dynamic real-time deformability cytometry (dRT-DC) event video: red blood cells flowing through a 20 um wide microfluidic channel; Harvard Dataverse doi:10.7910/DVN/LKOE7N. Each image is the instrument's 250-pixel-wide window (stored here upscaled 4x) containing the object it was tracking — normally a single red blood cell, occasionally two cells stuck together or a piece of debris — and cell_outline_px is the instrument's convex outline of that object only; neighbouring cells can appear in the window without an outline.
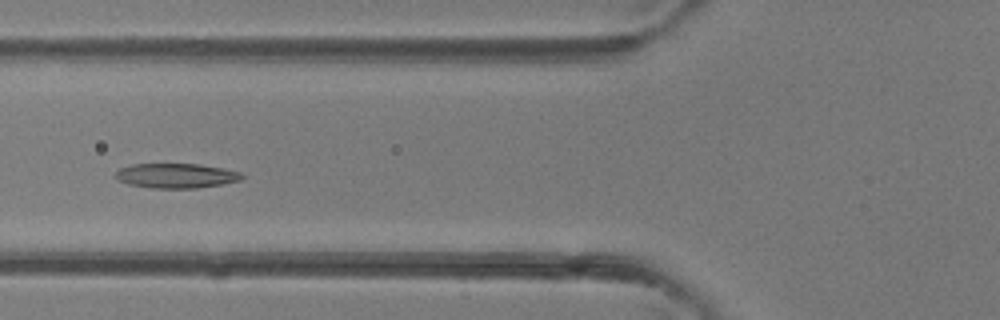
{"species": "common noctule bat (a hibernating species)", "species_latin": "Nyctalus noctula", "temperature_condition": "room temperature", "stored_images_in_passage": 7, "camera_frame_rate_fps": 3000, "um_per_image_px": 0.085, "animal": {"sex": "female"}, "frame": {"image": 1, "passage_image": 6, "time_ms": 5.667, "image_size_px": [1000, 320], "cell_outline_px": [[244, 176], [240, 180], [220, 184], [196, 188], [152, 188], [128, 184], [116, 180], [116, 172], [120, 168], [132, 164], [200, 164], [240, 172]], "centroid_in_image_um": [14.93, 14.93], "position_along_channel_um": 110.9, "area_um2": 18.03}}
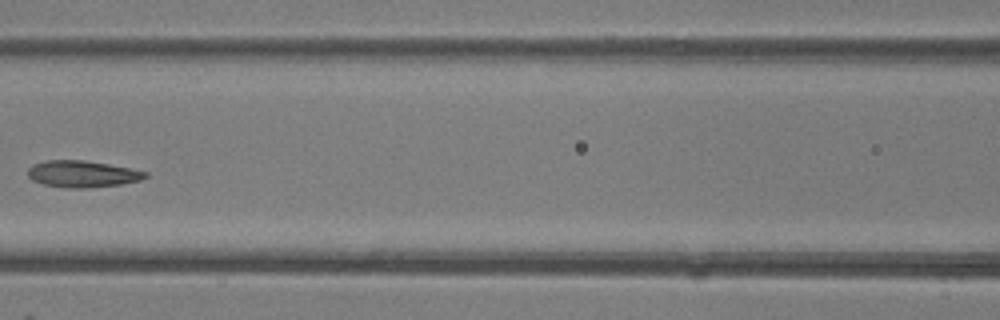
{"frame": {"image": 2, "passage_image": 7, "time_ms": 6.667, "image_size_px": [1000, 320], "cell_outline_px": [[148, 176], [140, 180], [120, 184], [88, 188], [64, 188], [44, 184], [32, 180], [28, 176], [28, 168], [32, 164], [44, 160], [84, 160], [108, 164], [148, 172]], "centroid_in_image_um": [6.96, 14.78], "position_along_channel_um": 159.6, "area_um2": 18.26}}